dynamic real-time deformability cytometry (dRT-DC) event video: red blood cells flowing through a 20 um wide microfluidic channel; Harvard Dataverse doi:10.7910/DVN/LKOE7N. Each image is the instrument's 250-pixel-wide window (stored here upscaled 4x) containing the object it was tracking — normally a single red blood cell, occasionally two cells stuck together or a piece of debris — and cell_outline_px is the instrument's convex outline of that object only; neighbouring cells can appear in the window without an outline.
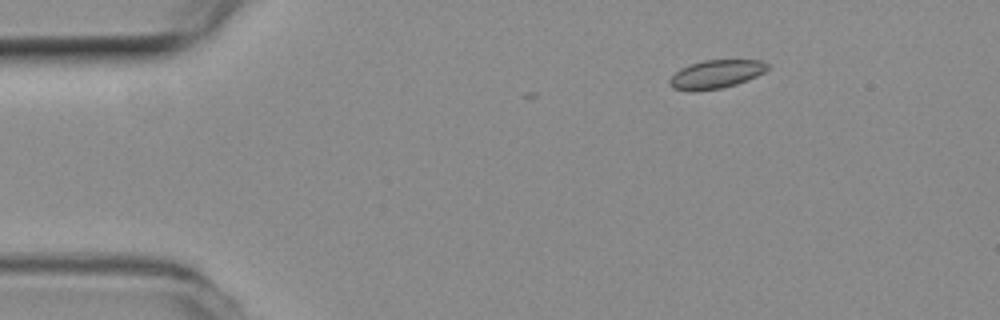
{"species": "common noctule bat (a hibernating species)", "species_latin": "Nyctalus noctula", "temperature_condition": "room temperature", "stored_images_in_passage": 5, "camera_frame_rate_fps": 3000, "um_per_image_px": 0.085, "animal": {"sex": "female", "body_mass_g": 19.3, "forearm_length_mm": 54.1}, "frame": {"image": 1, "passage_image": 1, "time_ms": 0.0, "image_size_px": [1000, 320], "cell_outline_px": [[768, 68], [764, 72], [748, 80], [736, 84], [720, 88], [696, 92], [688, 92], [672, 88], [668, 80], [680, 68], [704, 60], [760, 60], [768, 64]], "centroid_in_image_um": [60.83, 6.32], "position_along_channel_um": 24.2, "area_um2": 16.24}}